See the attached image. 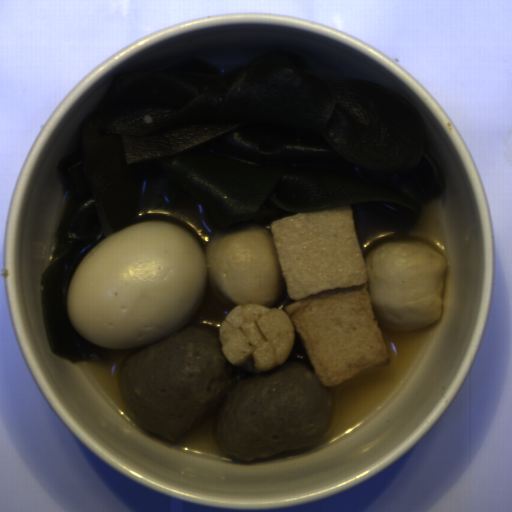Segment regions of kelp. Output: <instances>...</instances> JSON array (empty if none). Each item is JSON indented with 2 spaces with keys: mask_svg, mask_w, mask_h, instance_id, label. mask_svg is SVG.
<instances>
[{
  "mask_svg": "<svg viewBox=\"0 0 512 512\" xmlns=\"http://www.w3.org/2000/svg\"><path fill=\"white\" fill-rule=\"evenodd\" d=\"M58 175L69 200L42 293L50 351L107 360L66 310L78 264L116 232L132 193L161 180L228 234L348 206L399 229L442 194L418 114L375 83L327 81L294 54L226 76L202 61L119 75L70 142Z\"/></svg>",
  "mask_w": 512,
  "mask_h": 512,
  "instance_id": "obj_1",
  "label": "kelp"
}]
</instances>
